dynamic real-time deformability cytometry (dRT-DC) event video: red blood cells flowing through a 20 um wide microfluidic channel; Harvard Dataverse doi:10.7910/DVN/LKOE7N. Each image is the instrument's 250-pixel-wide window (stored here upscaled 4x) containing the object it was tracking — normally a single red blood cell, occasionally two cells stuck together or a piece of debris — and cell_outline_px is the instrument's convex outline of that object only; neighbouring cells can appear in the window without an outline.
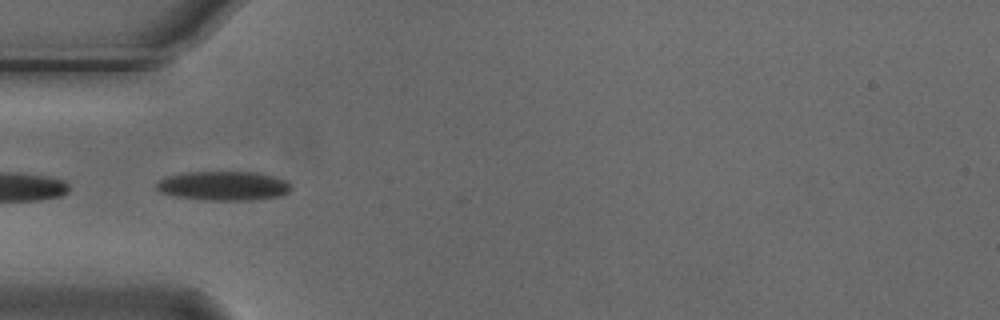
{"species": "Egyptian fruit bat (a non-hibernating species)", "species_latin": "Rousettus aegyptiacus", "temperature_condition": "cold", "stored_images_in_passage": 40, "camera_frame_rate_fps": 3000, "um_per_image_px": 0.085, "animal": {"sex": "male"}, "frame": {"image": 1, "passage_image": 13, "time_ms": 4.0, "image_size_px": [1000, 320], "cell_outline_px": [[292, 188], [288, 192], [280, 196], [252, 200], [204, 200], [176, 196], [160, 192], [156, 188], [156, 184], [160, 180], [168, 176], [188, 172], [256, 172], [288, 180], [292, 184]], "centroid_in_image_um": [19.04, 15.8], "position_along_channel_um": 66.0, "area_um2": 22.95}}
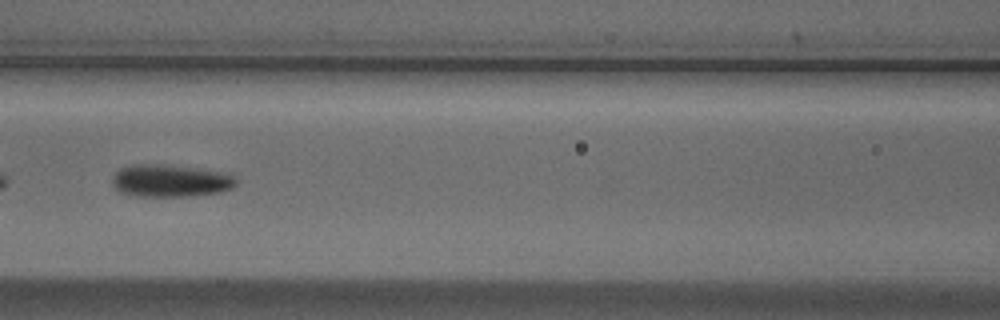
{"frame": {"image": 2, "passage_image": 20, "time_ms": 6.333, "image_size_px": [1000, 320], "cell_outline_px": [[236, 184], [232, 188], [220, 192], [188, 196], [132, 196], [120, 192], [112, 184], [112, 176], [120, 168], [132, 164], [156, 164], [196, 168], [224, 172], [232, 176], [236, 180]], "centroid_in_image_um": [14.44, 15.36], "position_along_channel_um": 152.2, "area_um2": 23.35}}
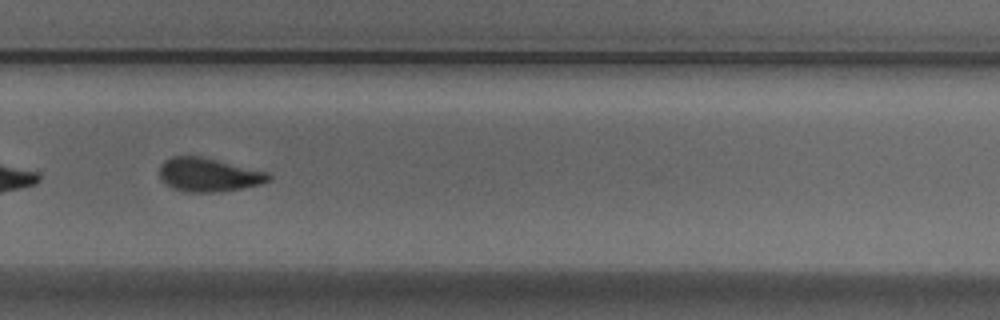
{"frame": {"image": 3, "passage_image": 33, "time_ms": 10.667, "image_size_px": [1000, 320], "cell_outline_px": [[272, 180], [260, 184], [244, 188], [220, 192], [188, 192], [172, 188], [160, 180], [160, 164], [164, 160], [172, 156], [200, 156], [268, 172], [272, 176]], "centroid_in_image_um": [17.73, 14.86], "position_along_channel_um": 312.1, "area_um2": 21.56}, "authors_computed_cell_mechanics": {"area_um2": 22.9755, "velocity_mm_per_s": 3.7041, "shape_relaxation_time_tau1_ms": 3.3828, "shape_relaxation_time_tau2_ms": 2.0883, "deformation_change_tau1": 0.114, "deformation_change_tau2": 0.0805}}